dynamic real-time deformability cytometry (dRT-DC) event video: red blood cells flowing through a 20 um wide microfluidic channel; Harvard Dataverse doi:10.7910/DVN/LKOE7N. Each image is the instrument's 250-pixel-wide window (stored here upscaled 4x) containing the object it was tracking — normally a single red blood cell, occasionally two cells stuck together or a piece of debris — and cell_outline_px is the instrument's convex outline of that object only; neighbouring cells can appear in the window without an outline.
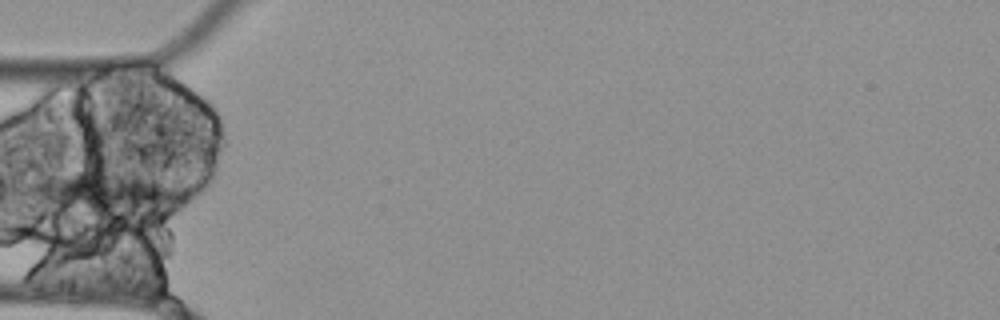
{"species": "Egyptian fruit bat (a non-hibernating species)", "species_latin": "Rousettus aegyptiacus", "temperature_condition": "cold", "stored_images_in_passage": 11, "camera_frame_rate_fps": 3000, "um_per_image_px": 0.085, "animal": {"sex": "female"}, "frame": {"image": 1, "passage_image": 1, "time_ms": 0.0, "image_size_px": [1000, 320], "cell_outline_px": [[188, 200], [176, 208], [96, 228], [92, 228], [48, 204], [28, 192], [28, 188], [48, 176], [72, 172], [116, 172], [168, 188], [188, 196]], "centroid_in_image_um": [8.92, 16.74], "position_along_channel_um": 76.1, "area_um2": 41.04}}